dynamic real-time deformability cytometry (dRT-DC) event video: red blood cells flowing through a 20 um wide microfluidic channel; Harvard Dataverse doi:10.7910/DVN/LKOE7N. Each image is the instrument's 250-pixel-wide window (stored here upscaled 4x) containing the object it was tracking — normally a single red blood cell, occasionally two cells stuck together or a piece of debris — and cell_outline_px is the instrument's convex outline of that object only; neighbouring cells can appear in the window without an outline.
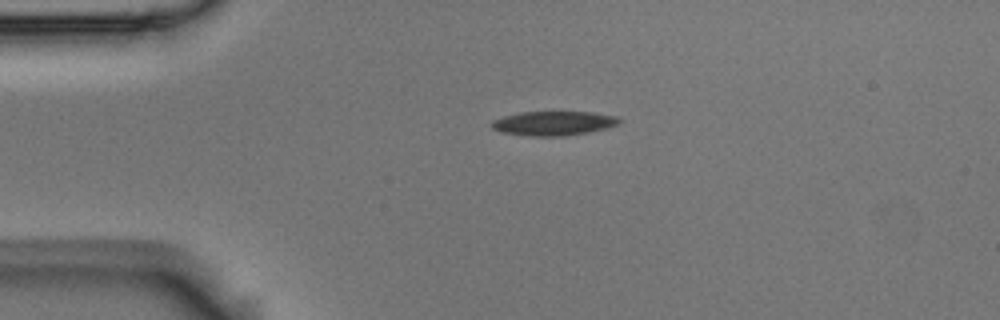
{"species": "Egyptian fruit bat (a non-hibernating species)", "species_latin": "Rousettus aegyptiacus", "temperature_condition": "room temperature", "stored_images_in_passage": 2, "camera_frame_rate_fps": 3000, "um_per_image_px": 0.085, "animal": {"sex": "male"}, "frame": {"image": 1, "passage_image": 1, "time_ms": 0.0, "image_size_px": [1000, 320], "cell_outline_px": [[620, 124], [608, 128], [588, 132], [564, 136], [532, 136], [500, 132], [492, 128], [492, 120], [504, 116], [520, 112], [592, 112], [616, 116], [620, 120]], "centroid_in_image_um": [47.06, 10.48], "position_along_channel_um": 37.9, "area_um2": 18.03}}